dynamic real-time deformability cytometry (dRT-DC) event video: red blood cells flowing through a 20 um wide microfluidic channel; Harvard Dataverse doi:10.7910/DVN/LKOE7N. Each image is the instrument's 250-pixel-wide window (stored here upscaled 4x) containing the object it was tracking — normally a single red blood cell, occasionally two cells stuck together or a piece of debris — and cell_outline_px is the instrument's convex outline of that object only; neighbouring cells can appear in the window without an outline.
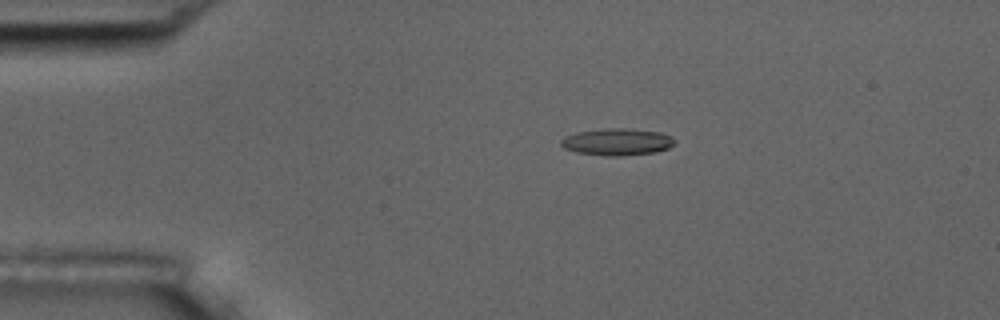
{"species": "common noctule bat (a hibernating species)", "species_latin": "Nyctalus noctula", "temperature_condition": "room temperature", "stored_images_in_passage": 5, "camera_frame_rate_fps": 3000, "um_per_image_px": 0.085, "animal": {"sex": "male", "body_mass_g": 17.5, "forearm_length_mm": 52.3}, "frame": {"image": 1, "passage_image": 4, "time_ms": 3.667, "image_size_px": [1000, 320], "cell_outline_px": [[676, 140], [668, 148], [656, 152], [620, 156], [604, 156], [576, 152], [564, 148], [560, 144], [560, 140], [564, 136], [576, 132], [604, 128], [624, 128], [660, 132]], "centroid_in_image_um": [52.4, 12.06], "position_along_channel_um": 32.6, "area_um2": 17.86}}